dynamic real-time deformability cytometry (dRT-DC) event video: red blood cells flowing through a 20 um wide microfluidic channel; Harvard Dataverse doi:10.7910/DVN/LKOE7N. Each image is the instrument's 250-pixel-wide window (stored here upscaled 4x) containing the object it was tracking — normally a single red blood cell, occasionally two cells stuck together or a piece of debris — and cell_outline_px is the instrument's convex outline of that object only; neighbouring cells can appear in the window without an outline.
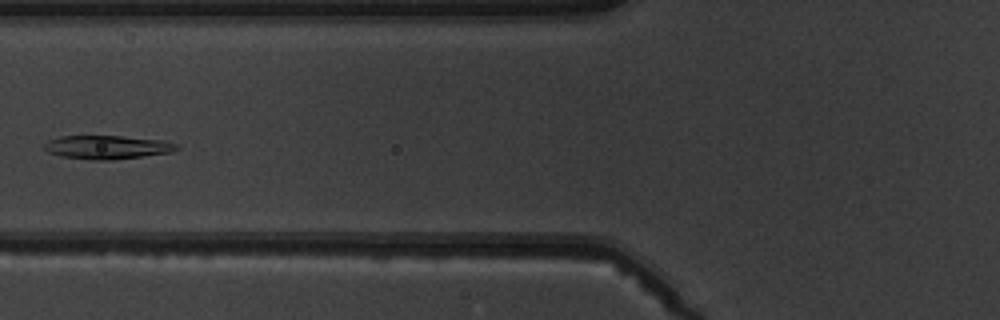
{"species": "common noctule bat (a hibernating species)", "species_latin": "Nyctalus noctula", "temperature_condition": "warm", "stored_images_in_passage": 7, "camera_frame_rate_fps": 3000, "um_per_image_px": 0.085, "animal": {"sex": "male", "body_mass_g": 19.5, "forearm_length_mm": 54.6}, "frame": {"image": 1, "passage_image": 7, "time_ms": 7.0, "image_size_px": [1000, 320], "cell_outline_px": [[180, 148], [172, 152], [112, 160], [92, 160], [60, 156], [48, 152], [44, 148], [44, 144], [48, 140], [60, 136], [120, 136], [164, 140], [176, 144]], "centroid_in_image_um": [9.1, 12.51], "position_along_channel_um": 116.7, "area_um2": 18.21}}